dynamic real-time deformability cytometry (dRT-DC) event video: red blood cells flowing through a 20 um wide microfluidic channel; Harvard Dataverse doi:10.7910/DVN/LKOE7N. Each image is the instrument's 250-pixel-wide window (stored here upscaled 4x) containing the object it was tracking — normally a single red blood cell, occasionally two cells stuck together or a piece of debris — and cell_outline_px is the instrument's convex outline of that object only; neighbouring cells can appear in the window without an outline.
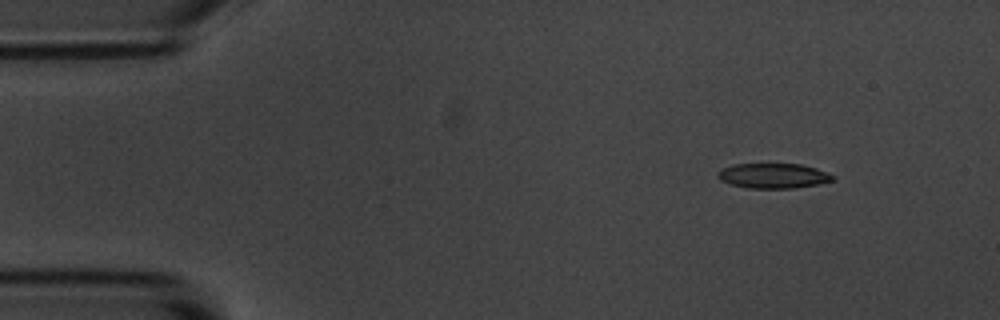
{"species": "common noctule bat (a hibernating species)", "species_latin": "Nyctalus noctula", "temperature_condition": "room temperature", "stored_images_in_passage": 9, "camera_frame_rate_fps": 3000, "um_per_image_px": 0.085, "animal": {"sex": "male", "body_mass_g": 20.1, "forearm_length_mm": 53.5}, "frame": {"image": 1, "passage_image": 2, "time_ms": 1.333, "image_size_px": [1000, 320], "cell_outline_px": [[836, 176], [832, 180], [816, 184], [796, 188], [748, 188], [732, 184], [720, 180], [716, 176], [716, 172], [720, 168], [732, 164], [800, 164], [816, 168]], "centroid_in_image_um": [65.67, 14.93], "position_along_channel_um": 19.3, "area_um2": 16.76}}
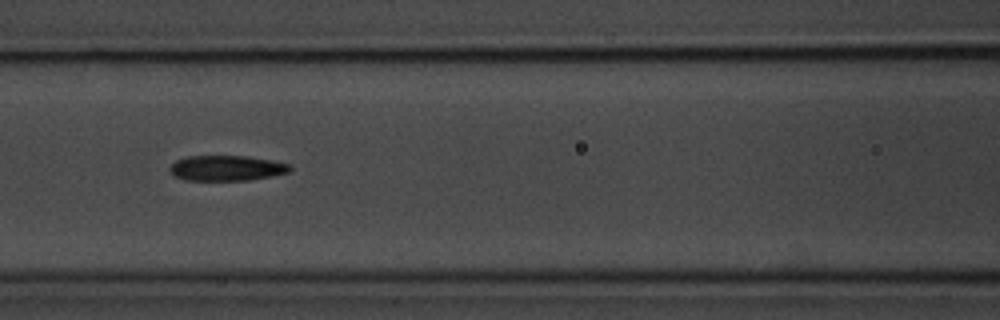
{"frame": {"image": 2, "passage_image": 7, "time_ms": 7.0, "image_size_px": [1000, 320], "cell_outline_px": [[292, 168], [288, 172], [272, 176], [248, 180], [184, 180], [176, 176], [168, 168], [176, 160], [188, 156], [244, 156], [272, 160], [292, 164]], "centroid_in_image_um": [19.29, 14.28], "position_along_channel_um": 147.3, "area_um2": 17.69}}
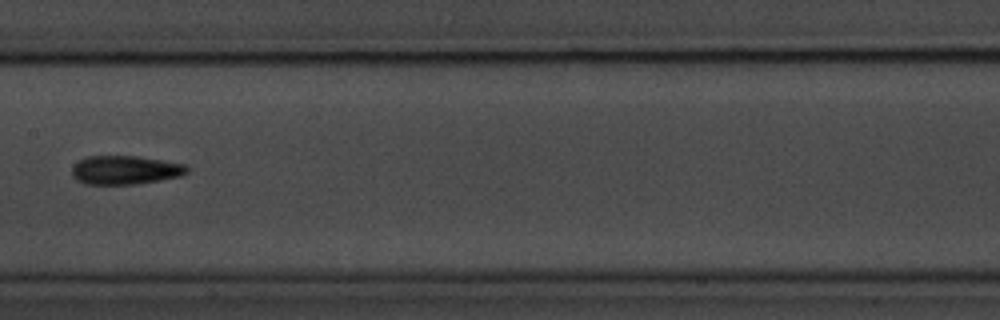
{"frame": {"image": 3, "passage_image": 8, "time_ms": 8.333, "image_size_px": [1000, 320], "cell_outline_px": [[188, 172], [180, 176], [160, 180], [136, 184], [84, 184], [76, 180], [72, 176], [72, 168], [80, 160], [88, 156], [136, 156], [184, 164], [188, 168]], "centroid_in_image_um": [10.62, 14.46], "position_along_channel_um": 196.8, "area_um2": 19.13}}